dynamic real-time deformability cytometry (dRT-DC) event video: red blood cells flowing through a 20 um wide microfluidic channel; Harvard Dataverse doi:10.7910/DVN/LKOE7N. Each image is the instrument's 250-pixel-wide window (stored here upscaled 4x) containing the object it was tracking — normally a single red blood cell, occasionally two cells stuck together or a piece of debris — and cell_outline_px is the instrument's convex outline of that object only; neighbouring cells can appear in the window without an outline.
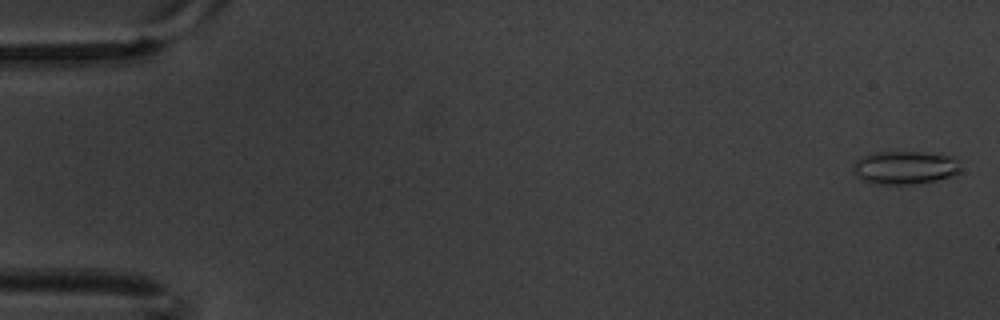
{"species": "common noctule bat (a hibernating species)", "species_latin": "Nyctalus noctula", "temperature_condition": "warm", "stored_images_in_passage": 4, "camera_frame_rate_fps": 3000, "um_per_image_px": 0.085, "animal": {"sex": "male", "body_mass_g": 20.1, "forearm_length_mm": 53.5}, "frame": {"image": 1, "passage_image": 1, "time_ms": 0.0, "image_size_px": [1000, 320], "cell_outline_px": [[960, 172], [936, 180], [912, 184], [880, 184], [864, 180], [856, 176], [852, 168], [852, 164], [860, 156], [872, 152], [924, 152], [952, 156], [960, 160]], "centroid_in_image_um": [76.9, 14.22], "position_along_channel_um": 8.1, "area_um2": 20.92}}